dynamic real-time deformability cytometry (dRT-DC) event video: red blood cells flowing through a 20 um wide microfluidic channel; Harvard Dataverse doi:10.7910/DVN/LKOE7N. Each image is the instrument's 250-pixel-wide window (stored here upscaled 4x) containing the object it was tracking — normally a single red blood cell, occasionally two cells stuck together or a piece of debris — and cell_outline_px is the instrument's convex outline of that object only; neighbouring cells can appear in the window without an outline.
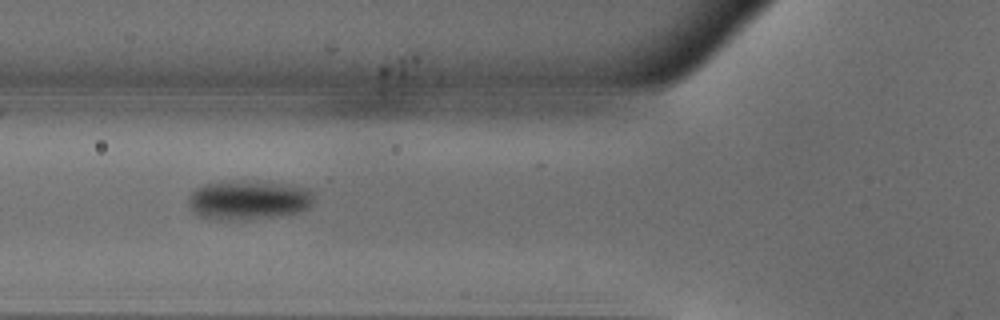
{"species": "common noctule bat (a hibernating species)", "species_latin": "Nyctalus noctula", "temperature_condition": "warm", "stored_images_in_passage": 12, "camera_frame_rate_fps": 3000, "um_per_image_px": 0.085, "animal": {"sex": "male", "body_mass_g": 18.8}, "frame": {"image": 1, "passage_image": 4, "time_ms": 1.0, "image_size_px": [1000, 320], "cell_outline_px": [[316, 192], [312, 204], [308, 208], [300, 212], [284, 216], [252, 220], [208, 220], [196, 216], [188, 208], [188, 196], [192, 188], [216, 180], [244, 176], [272, 180], [296, 184], [312, 188]], "centroid_in_image_um": [21.13, 16.93], "position_along_channel_um": 104.7, "area_um2": 32.02}}
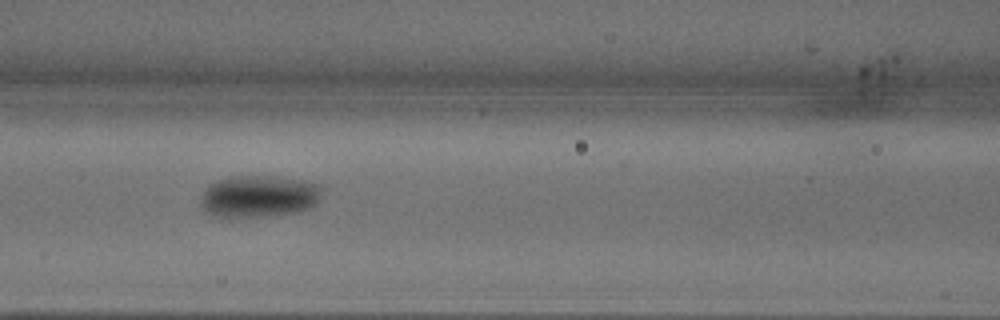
{"frame": {"image": 2, "passage_image": 7, "time_ms": 2.0, "image_size_px": [1000, 320], "cell_outline_px": [[328, 188], [320, 200], [312, 208], [300, 212], [276, 216], [248, 220], [212, 220], [200, 208], [200, 192], [212, 180], [224, 176], [240, 172], [268, 172], [292, 176], [312, 180], [324, 184]], "centroid_in_image_um": [22.0, 16.65], "position_along_channel_um": 144.6, "area_um2": 34.68}}